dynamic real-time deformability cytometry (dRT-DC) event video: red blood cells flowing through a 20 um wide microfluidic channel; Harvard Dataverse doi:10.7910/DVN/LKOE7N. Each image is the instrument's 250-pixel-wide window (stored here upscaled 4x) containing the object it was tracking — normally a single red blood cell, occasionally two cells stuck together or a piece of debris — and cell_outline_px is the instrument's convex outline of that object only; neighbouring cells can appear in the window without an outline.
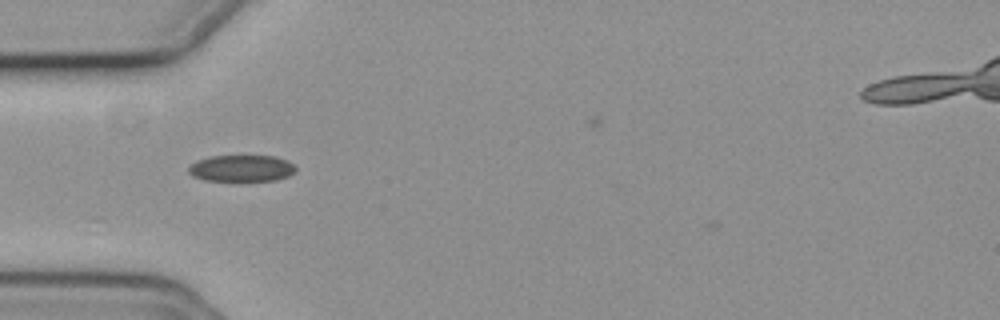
{"species": "common noctule bat (a hibernating species)", "species_latin": "Nyctalus noctula", "temperature_condition": "cold", "stored_images_in_passage": 13, "camera_frame_rate_fps": 3000, "um_per_image_px": 0.085, "animal": {"sex": "female", "body_mass_g": 19.3, "forearm_length_mm": 54.1}, "frame": {"image": 1, "passage_image": 2, "time_ms": 0.333, "image_size_px": [1000, 320], "cell_outline_px": [[296, 172], [288, 176], [276, 180], [204, 180], [192, 176], [188, 172], [188, 168], [192, 164], [200, 160], [212, 156], [276, 156], [288, 160], [296, 168]], "centroid_in_image_um": [20.57, 14.3], "position_along_channel_um": 64.4, "area_um2": 16.42}}
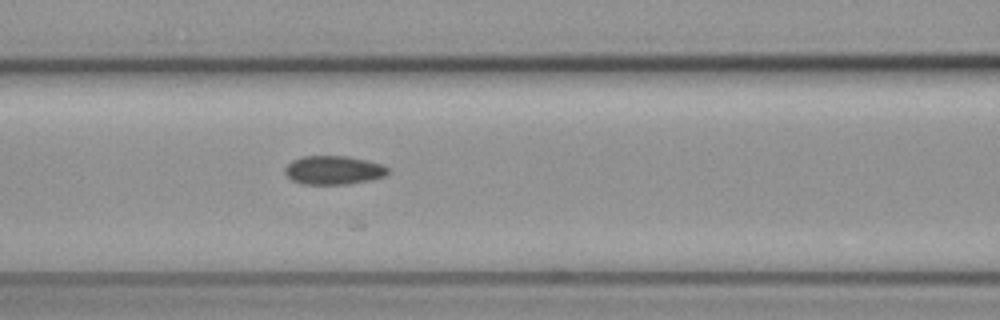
{"frame": {"image": 2, "passage_image": 8, "time_ms": 2.333, "image_size_px": [1000, 320], "cell_outline_px": [[388, 172], [384, 176], [368, 180], [344, 184], [304, 184], [292, 180], [284, 172], [284, 168], [292, 160], [304, 156], [348, 156], [368, 160], [380, 164], [388, 168]], "centroid_in_image_um": [28.32, 14.45], "position_along_channel_um": 138.3, "area_um2": 17.05}}
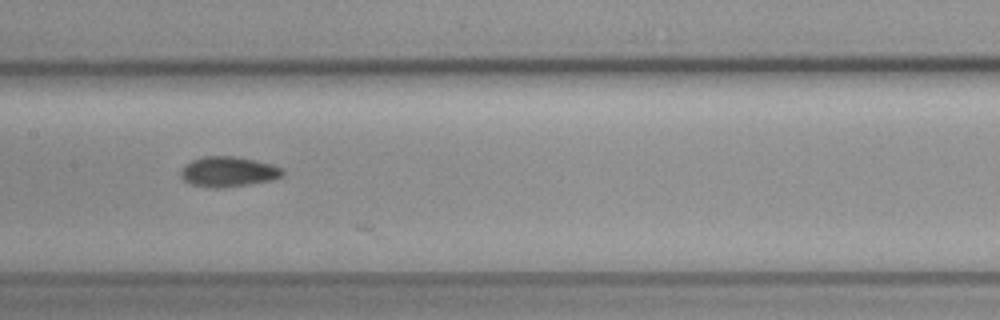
{"frame": {"image": 3, "passage_image": 12, "time_ms": 3.667, "image_size_px": [1000, 320], "cell_outline_px": [[284, 176], [272, 180], [252, 184], [220, 188], [208, 188], [192, 184], [184, 180], [180, 176], [180, 172], [192, 160], [204, 156], [232, 156], [256, 160], [272, 164], [284, 168]], "centroid_in_image_um": [19.46, 14.6], "position_along_channel_um": 187.9, "area_um2": 18.03}}